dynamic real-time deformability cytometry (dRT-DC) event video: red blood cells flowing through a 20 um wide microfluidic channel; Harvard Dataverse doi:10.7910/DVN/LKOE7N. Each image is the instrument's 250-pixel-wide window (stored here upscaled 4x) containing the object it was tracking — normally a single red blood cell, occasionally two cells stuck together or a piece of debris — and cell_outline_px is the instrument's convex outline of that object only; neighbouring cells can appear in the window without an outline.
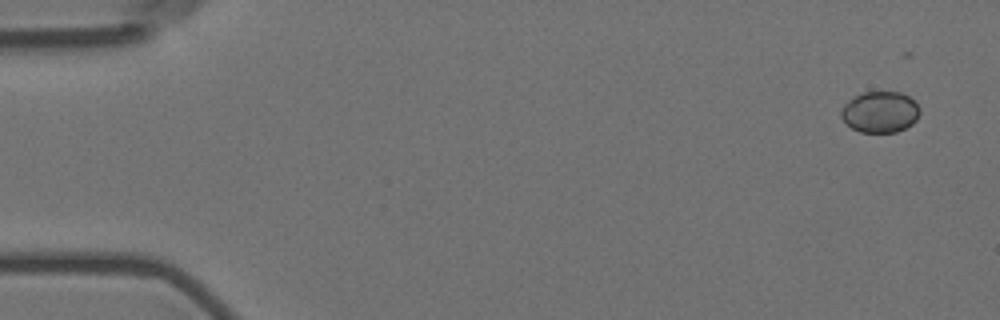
{"species": "Egyptian fruit bat (a non-hibernating species)", "species_latin": "Rousettus aegyptiacus", "temperature_condition": "room temperature", "stored_images_in_passage": 5, "camera_frame_rate_fps": 3000, "um_per_image_px": 0.085, "animal": {"sex": "female"}, "frame": {"image": 1, "passage_image": 1, "time_ms": 0.0, "image_size_px": [1000, 320], "cell_outline_px": [[920, 112], [916, 120], [912, 124], [896, 132], [860, 132], [852, 128], [840, 116], [840, 112], [844, 104], [848, 100], [864, 92], [900, 92], [908, 96], [920, 108]], "centroid_in_image_um": [74.8, 9.52], "position_along_channel_um": 10.2, "area_um2": 18.73}}
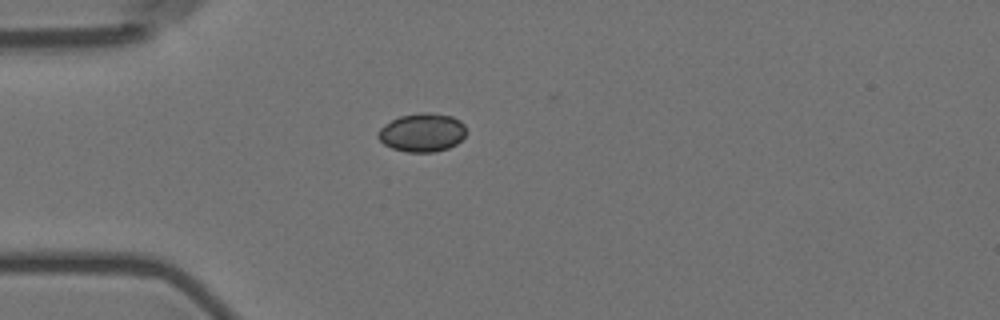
{"frame": {"image": 2, "passage_image": 4, "time_ms": 1.0, "image_size_px": [1000, 320], "cell_outline_px": [[464, 136], [456, 144], [448, 148], [436, 152], [408, 152], [392, 148], [384, 144], [376, 136], [380, 128], [384, 124], [400, 116], [424, 112], [428, 112], [452, 116], [460, 120], [464, 124]], "centroid_in_image_um": [35.87, 11.26], "position_along_channel_um": 49.1, "area_um2": 19.71}}